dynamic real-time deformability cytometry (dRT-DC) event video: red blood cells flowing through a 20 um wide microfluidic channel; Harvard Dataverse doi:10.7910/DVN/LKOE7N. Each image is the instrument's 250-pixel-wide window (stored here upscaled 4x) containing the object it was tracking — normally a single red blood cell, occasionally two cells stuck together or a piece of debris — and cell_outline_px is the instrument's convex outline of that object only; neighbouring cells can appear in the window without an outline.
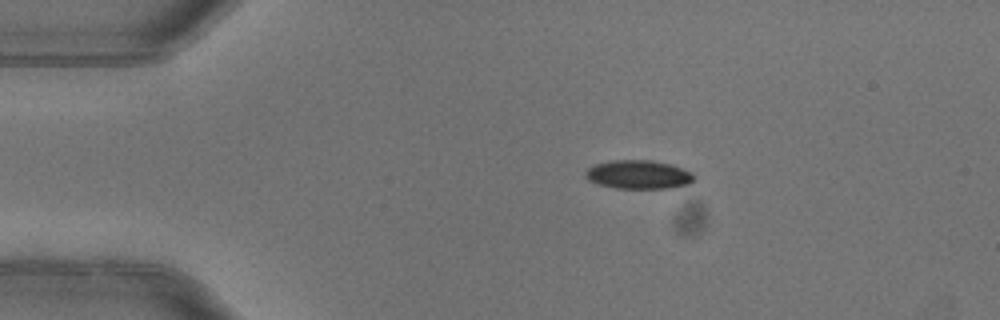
{"species": "common noctule bat (a hibernating species)", "species_latin": "Nyctalus noctula", "temperature_condition": "warm", "stored_images_in_passage": 3, "camera_frame_rate_fps": 3000, "um_per_image_px": 0.085, "animal": {"sex": "female"}, "frame": {"image": 1, "passage_image": 3, "time_ms": 0.667, "image_size_px": [1000, 320], "cell_outline_px": [[696, 176], [688, 184], [668, 188], [616, 188], [600, 184], [588, 180], [584, 172], [588, 168], [596, 164], [612, 160], [652, 160], [668, 164], [692, 172]], "centroid_in_image_um": [54.26, 14.83], "position_along_channel_um": 30.7, "area_um2": 17.92}}